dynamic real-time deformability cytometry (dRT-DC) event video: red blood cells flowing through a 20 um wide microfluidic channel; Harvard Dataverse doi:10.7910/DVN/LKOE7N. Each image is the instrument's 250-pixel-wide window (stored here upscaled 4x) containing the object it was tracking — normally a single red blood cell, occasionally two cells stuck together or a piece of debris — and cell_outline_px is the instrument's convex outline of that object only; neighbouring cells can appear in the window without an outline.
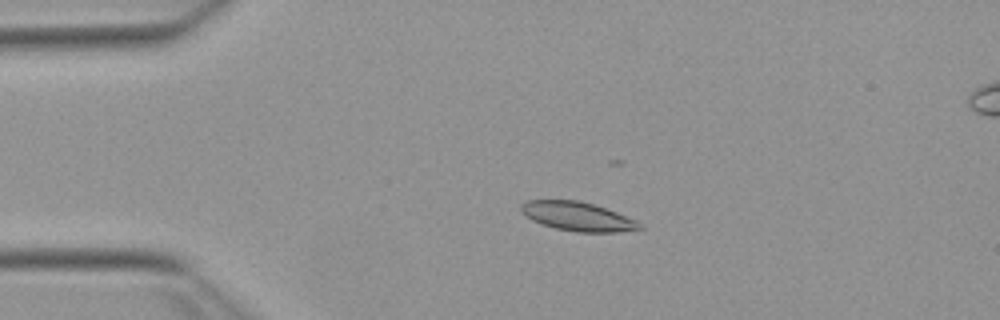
{"species": "Egyptian fruit bat (a non-hibernating species)", "species_latin": "Rousettus aegyptiacus", "temperature_condition": "warm", "stored_images_in_passage": 55, "camera_frame_rate_fps": 3000, "um_per_image_px": 0.085, "animal": {"sex": "female"}, "frame": {"image": 1, "passage_image": 12, "time_ms": 3.667, "image_size_px": [1000, 320], "cell_outline_px": [[644, 228], [616, 232], [576, 232], [556, 228], [532, 220], [524, 216], [520, 212], [520, 204], [528, 200], [576, 200], [592, 204], [616, 212], [636, 220]], "centroid_in_image_um": [49.05, 18.39], "position_along_channel_um": 35.9, "area_um2": 19.83}}
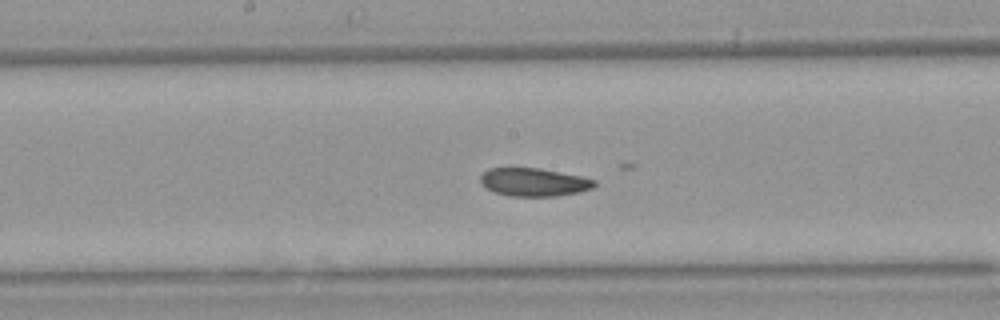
{"frame": {"image": 2, "passage_image": 28, "time_ms": 9.0, "image_size_px": [1000, 320], "cell_outline_px": [[596, 184], [592, 188], [580, 192], [556, 196], [508, 196], [496, 192], [480, 184], [480, 176], [488, 168], [540, 168], [580, 176], [596, 180]], "centroid_in_image_um": [45.37, 15.48], "position_along_channel_um": 202.8, "area_um2": 18.67}}
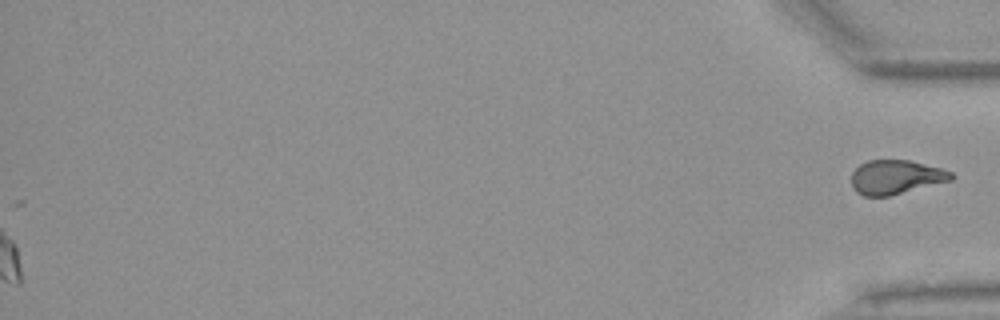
{"frame": {"image": 3, "passage_image": 55, "time_ms": 18.0, "image_size_px": [1000, 320], "cell_outline_px": [[956, 176], [952, 180], [888, 196], [864, 196], [856, 192], [852, 188], [852, 172], [860, 164], [868, 160], [908, 160], [940, 168], [952, 172]], "centroid_in_image_um": [76.14, 15.05], "position_along_channel_um": 359.1, "area_um2": 19.77}}